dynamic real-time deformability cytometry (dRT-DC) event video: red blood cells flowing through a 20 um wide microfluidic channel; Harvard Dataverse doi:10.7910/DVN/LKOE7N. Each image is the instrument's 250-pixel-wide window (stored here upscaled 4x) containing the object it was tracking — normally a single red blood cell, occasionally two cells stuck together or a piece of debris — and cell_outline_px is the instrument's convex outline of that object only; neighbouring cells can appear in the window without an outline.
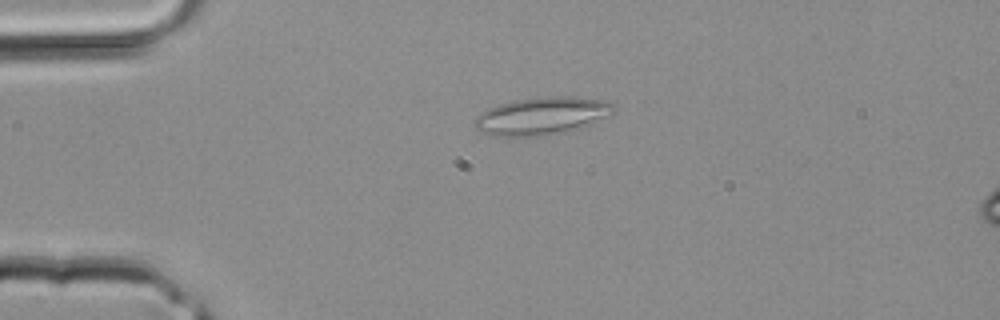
{"species": "common noctule bat (a hibernating species)", "species_latin": "Nyctalus noctula", "temperature_condition": "room temperature", "stored_images_in_passage": 2, "camera_frame_rate_fps": 3000, "um_per_image_px": 0.085, "animal": {"sex": "male", "body_mass_g": 20.4}, "frame": {"image": 1, "passage_image": 1, "time_ms": 0.0, "image_size_px": [1000, 320], "cell_outline_px": [[612, 112], [608, 116], [584, 128], [572, 132], [548, 136], [488, 136], [480, 132], [476, 128], [476, 116], [480, 112], [488, 108], [512, 100], [548, 96], [576, 96], [604, 100], [612, 104]], "centroid_in_image_um": [46.06, 9.87], "position_along_channel_um": 38.9, "area_um2": 31.1}}
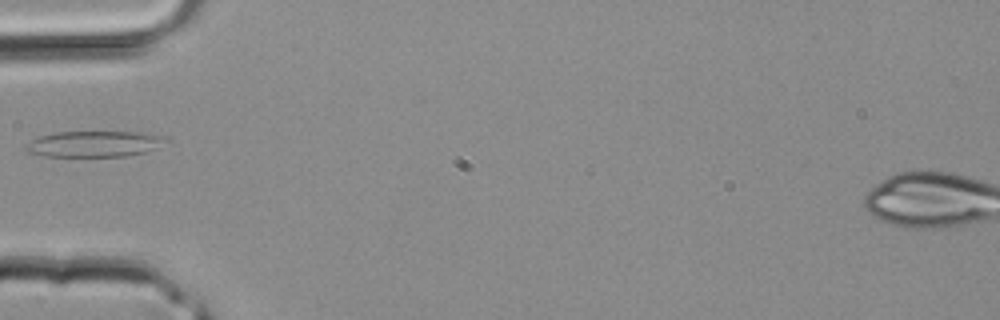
{"frame": {"image": 2, "passage_image": 2, "time_ms": 0.333, "image_size_px": [1000, 320], "cell_outline_px": [[164, 136], [152, 148], [144, 152], [128, 156], [44, 156], [28, 152], [24, 148], [24, 144], [40, 136], [56, 132], [144, 132]], "centroid_in_image_um": [7.86, 12.23], "position_along_channel_um": 77.1, "area_um2": 20.63}}